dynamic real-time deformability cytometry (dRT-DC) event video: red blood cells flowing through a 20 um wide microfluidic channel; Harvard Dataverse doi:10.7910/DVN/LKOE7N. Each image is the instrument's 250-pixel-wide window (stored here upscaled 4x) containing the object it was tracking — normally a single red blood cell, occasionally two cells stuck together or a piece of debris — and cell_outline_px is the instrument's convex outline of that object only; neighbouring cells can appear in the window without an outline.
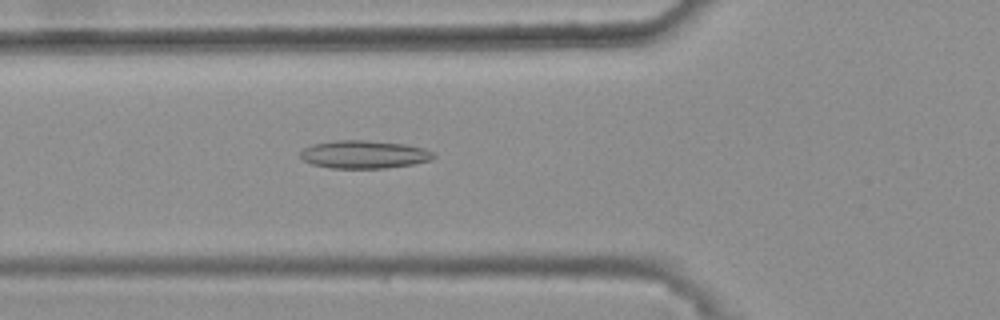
{"species": "common noctule bat (a hibernating species)", "species_latin": "Nyctalus noctula", "temperature_condition": "warm", "stored_images_in_passage": 47, "camera_frame_rate_fps": 3000, "um_per_image_px": 0.085, "animal": {"sex": "female", "body_mass_g": 25.1}, "frame": {"image": 1, "passage_image": 19, "time_ms": 6.0, "image_size_px": [1000, 320], "cell_outline_px": [[436, 156], [428, 160], [412, 164], [384, 168], [332, 168], [312, 164], [304, 160], [300, 156], [300, 152], [304, 148], [312, 144], [336, 140], [364, 140], [408, 144], [424, 148], [432, 152]], "centroid_in_image_um": [30.93, 13.12], "position_along_channel_um": 94.9, "area_um2": 21.62}}
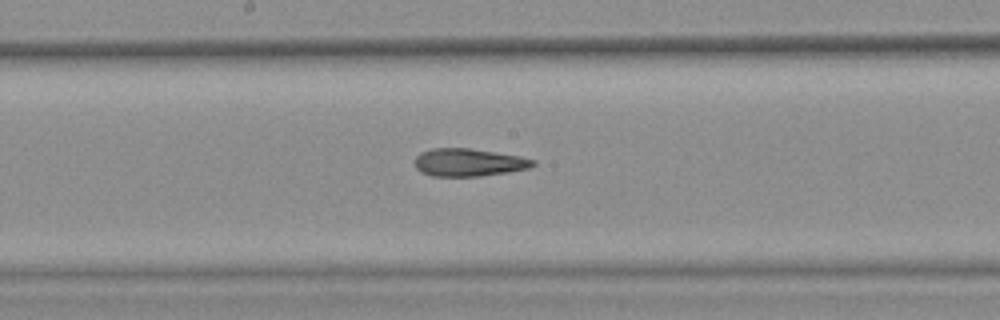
{"frame": {"image": 2, "passage_image": 28, "time_ms": 9.0, "image_size_px": [1000, 320], "cell_outline_px": [[536, 164], [528, 168], [508, 172], [480, 176], [432, 176], [420, 172], [416, 168], [416, 156], [420, 152], [432, 148], [468, 148], [520, 156], [536, 160]], "centroid_in_image_um": [39.83, 13.8], "position_along_channel_um": 208.4, "area_um2": 19.07}}
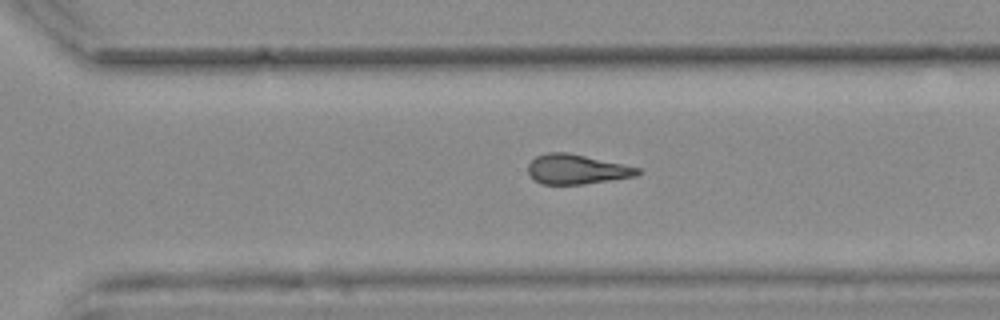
{"frame": {"image": 3, "passage_image": 37, "time_ms": 12.0, "image_size_px": [1000, 320], "cell_outline_px": [[644, 172], [636, 176], [612, 180], [584, 184], [540, 184], [528, 172], [528, 164], [536, 156], [548, 152], [568, 152], [640, 168]], "centroid_in_image_um": [49.04, 14.39], "position_along_channel_um": 321.6, "area_um2": 18.96}, "authors_computed_cell_mechanics": {"area_um2": 19.8832, "velocity_mm_per_s": 3.7759, "shape_relaxation_time_tau1_ms": null, "shape_relaxation_time_tau2_ms": 4.8295, "deformation_change_tau1": null, "deformation_change_tau2": 0.1661}}